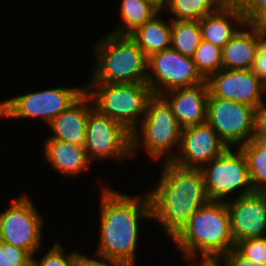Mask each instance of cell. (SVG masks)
Masks as SVG:
<instances>
[{
    "mask_svg": "<svg viewBox=\"0 0 266 266\" xmlns=\"http://www.w3.org/2000/svg\"><path fill=\"white\" fill-rule=\"evenodd\" d=\"M100 189V240L95 254L135 266L139 220H152L149 195L129 196L106 185Z\"/></svg>",
    "mask_w": 266,
    "mask_h": 266,
    "instance_id": "6da1fadb",
    "label": "cell"
},
{
    "mask_svg": "<svg viewBox=\"0 0 266 266\" xmlns=\"http://www.w3.org/2000/svg\"><path fill=\"white\" fill-rule=\"evenodd\" d=\"M158 185L149 192L151 216L173 239L191 216L209 201L201 169L163 162Z\"/></svg>",
    "mask_w": 266,
    "mask_h": 266,
    "instance_id": "7a4b0ae2",
    "label": "cell"
},
{
    "mask_svg": "<svg viewBox=\"0 0 266 266\" xmlns=\"http://www.w3.org/2000/svg\"><path fill=\"white\" fill-rule=\"evenodd\" d=\"M183 258L219 259L235 247L226 201L209 200L172 239Z\"/></svg>",
    "mask_w": 266,
    "mask_h": 266,
    "instance_id": "3957f363",
    "label": "cell"
},
{
    "mask_svg": "<svg viewBox=\"0 0 266 266\" xmlns=\"http://www.w3.org/2000/svg\"><path fill=\"white\" fill-rule=\"evenodd\" d=\"M94 46L96 65L90 83H142L148 57L130 35L109 32Z\"/></svg>",
    "mask_w": 266,
    "mask_h": 266,
    "instance_id": "277c9868",
    "label": "cell"
},
{
    "mask_svg": "<svg viewBox=\"0 0 266 266\" xmlns=\"http://www.w3.org/2000/svg\"><path fill=\"white\" fill-rule=\"evenodd\" d=\"M139 125L131 132V156L145 149L154 161H172V149H179L182 128L162 96L153 95L148 100L146 114ZM141 146L144 147L140 149Z\"/></svg>",
    "mask_w": 266,
    "mask_h": 266,
    "instance_id": "5b68a950",
    "label": "cell"
},
{
    "mask_svg": "<svg viewBox=\"0 0 266 266\" xmlns=\"http://www.w3.org/2000/svg\"><path fill=\"white\" fill-rule=\"evenodd\" d=\"M85 92L91 97L95 109L123 125L130 133L141 123L148 100L153 96L147 82L88 83Z\"/></svg>",
    "mask_w": 266,
    "mask_h": 266,
    "instance_id": "8992f818",
    "label": "cell"
},
{
    "mask_svg": "<svg viewBox=\"0 0 266 266\" xmlns=\"http://www.w3.org/2000/svg\"><path fill=\"white\" fill-rule=\"evenodd\" d=\"M85 93L83 87H58L0 101V118H37L48 124Z\"/></svg>",
    "mask_w": 266,
    "mask_h": 266,
    "instance_id": "52a82bcc",
    "label": "cell"
},
{
    "mask_svg": "<svg viewBox=\"0 0 266 266\" xmlns=\"http://www.w3.org/2000/svg\"><path fill=\"white\" fill-rule=\"evenodd\" d=\"M209 200L226 201V197L240 192L236 197L252 193L248 165L240 148L233 152L228 147L220 156L201 168ZM240 191H236V190ZM243 189V190H241Z\"/></svg>",
    "mask_w": 266,
    "mask_h": 266,
    "instance_id": "ba28073f",
    "label": "cell"
},
{
    "mask_svg": "<svg viewBox=\"0 0 266 266\" xmlns=\"http://www.w3.org/2000/svg\"><path fill=\"white\" fill-rule=\"evenodd\" d=\"M33 203L23 193L0 212V240L21 248L32 258L40 250L43 239V217Z\"/></svg>",
    "mask_w": 266,
    "mask_h": 266,
    "instance_id": "9c48e42d",
    "label": "cell"
},
{
    "mask_svg": "<svg viewBox=\"0 0 266 266\" xmlns=\"http://www.w3.org/2000/svg\"><path fill=\"white\" fill-rule=\"evenodd\" d=\"M204 81L193 58L184 56L171 47L148 57L146 82L153 95L162 96L169 91Z\"/></svg>",
    "mask_w": 266,
    "mask_h": 266,
    "instance_id": "30bf717a",
    "label": "cell"
},
{
    "mask_svg": "<svg viewBox=\"0 0 266 266\" xmlns=\"http://www.w3.org/2000/svg\"><path fill=\"white\" fill-rule=\"evenodd\" d=\"M84 148L88 160L121 161L131 156V133L120 123L101 114L97 109L90 110L86 124Z\"/></svg>",
    "mask_w": 266,
    "mask_h": 266,
    "instance_id": "8fae6325",
    "label": "cell"
},
{
    "mask_svg": "<svg viewBox=\"0 0 266 266\" xmlns=\"http://www.w3.org/2000/svg\"><path fill=\"white\" fill-rule=\"evenodd\" d=\"M254 111L248 104L213 97L209 93L206 123L228 147L239 148L252 139Z\"/></svg>",
    "mask_w": 266,
    "mask_h": 266,
    "instance_id": "7c38bea8",
    "label": "cell"
},
{
    "mask_svg": "<svg viewBox=\"0 0 266 266\" xmlns=\"http://www.w3.org/2000/svg\"><path fill=\"white\" fill-rule=\"evenodd\" d=\"M213 97L241 102L257 109L266 103L262 97L266 84L252 70L220 69L206 79Z\"/></svg>",
    "mask_w": 266,
    "mask_h": 266,
    "instance_id": "4fadbf2b",
    "label": "cell"
},
{
    "mask_svg": "<svg viewBox=\"0 0 266 266\" xmlns=\"http://www.w3.org/2000/svg\"><path fill=\"white\" fill-rule=\"evenodd\" d=\"M228 146L207 123L182 129L181 140L172 163L184 168L201 169L220 156Z\"/></svg>",
    "mask_w": 266,
    "mask_h": 266,
    "instance_id": "5bb4252c",
    "label": "cell"
},
{
    "mask_svg": "<svg viewBox=\"0 0 266 266\" xmlns=\"http://www.w3.org/2000/svg\"><path fill=\"white\" fill-rule=\"evenodd\" d=\"M234 244L266 236V192L252 193L226 201Z\"/></svg>",
    "mask_w": 266,
    "mask_h": 266,
    "instance_id": "9a60e30c",
    "label": "cell"
},
{
    "mask_svg": "<svg viewBox=\"0 0 266 266\" xmlns=\"http://www.w3.org/2000/svg\"><path fill=\"white\" fill-rule=\"evenodd\" d=\"M208 85L200 84L179 88L162 97L171 106L172 112L182 129L206 123Z\"/></svg>",
    "mask_w": 266,
    "mask_h": 266,
    "instance_id": "2e32d148",
    "label": "cell"
},
{
    "mask_svg": "<svg viewBox=\"0 0 266 266\" xmlns=\"http://www.w3.org/2000/svg\"><path fill=\"white\" fill-rule=\"evenodd\" d=\"M93 106L91 97L85 92L75 103L48 124L54 135L45 139H57L84 146L88 115Z\"/></svg>",
    "mask_w": 266,
    "mask_h": 266,
    "instance_id": "e0dca14e",
    "label": "cell"
},
{
    "mask_svg": "<svg viewBox=\"0 0 266 266\" xmlns=\"http://www.w3.org/2000/svg\"><path fill=\"white\" fill-rule=\"evenodd\" d=\"M243 25V14L232 0H226L214 12L199 20L202 40L220 48H223Z\"/></svg>",
    "mask_w": 266,
    "mask_h": 266,
    "instance_id": "ac0fdd59",
    "label": "cell"
},
{
    "mask_svg": "<svg viewBox=\"0 0 266 266\" xmlns=\"http://www.w3.org/2000/svg\"><path fill=\"white\" fill-rule=\"evenodd\" d=\"M45 160L62 175L75 177L90 168L92 164L87 157L84 146L46 139L44 142Z\"/></svg>",
    "mask_w": 266,
    "mask_h": 266,
    "instance_id": "d6986e66",
    "label": "cell"
},
{
    "mask_svg": "<svg viewBox=\"0 0 266 266\" xmlns=\"http://www.w3.org/2000/svg\"><path fill=\"white\" fill-rule=\"evenodd\" d=\"M242 28L222 48L223 69H253L258 48L263 40L245 24Z\"/></svg>",
    "mask_w": 266,
    "mask_h": 266,
    "instance_id": "ffe728a7",
    "label": "cell"
},
{
    "mask_svg": "<svg viewBox=\"0 0 266 266\" xmlns=\"http://www.w3.org/2000/svg\"><path fill=\"white\" fill-rule=\"evenodd\" d=\"M162 11L130 34L147 57L171 46V21L160 18Z\"/></svg>",
    "mask_w": 266,
    "mask_h": 266,
    "instance_id": "44dd1931",
    "label": "cell"
},
{
    "mask_svg": "<svg viewBox=\"0 0 266 266\" xmlns=\"http://www.w3.org/2000/svg\"><path fill=\"white\" fill-rule=\"evenodd\" d=\"M119 9L122 23L111 31L118 35H130L161 10L152 0H122Z\"/></svg>",
    "mask_w": 266,
    "mask_h": 266,
    "instance_id": "7402d4cb",
    "label": "cell"
},
{
    "mask_svg": "<svg viewBox=\"0 0 266 266\" xmlns=\"http://www.w3.org/2000/svg\"><path fill=\"white\" fill-rule=\"evenodd\" d=\"M201 41L199 20H171V48L193 57Z\"/></svg>",
    "mask_w": 266,
    "mask_h": 266,
    "instance_id": "603a6c76",
    "label": "cell"
},
{
    "mask_svg": "<svg viewBox=\"0 0 266 266\" xmlns=\"http://www.w3.org/2000/svg\"><path fill=\"white\" fill-rule=\"evenodd\" d=\"M226 0H169L162 8L171 20H200L214 12ZM165 8V9H164Z\"/></svg>",
    "mask_w": 266,
    "mask_h": 266,
    "instance_id": "cb8c5ba5",
    "label": "cell"
},
{
    "mask_svg": "<svg viewBox=\"0 0 266 266\" xmlns=\"http://www.w3.org/2000/svg\"><path fill=\"white\" fill-rule=\"evenodd\" d=\"M239 148L245 155L253 190L266 192V148L253 139Z\"/></svg>",
    "mask_w": 266,
    "mask_h": 266,
    "instance_id": "d4e9b609",
    "label": "cell"
},
{
    "mask_svg": "<svg viewBox=\"0 0 266 266\" xmlns=\"http://www.w3.org/2000/svg\"><path fill=\"white\" fill-rule=\"evenodd\" d=\"M192 58L197 71L205 80L223 68L222 48L205 40L200 42Z\"/></svg>",
    "mask_w": 266,
    "mask_h": 266,
    "instance_id": "484cf974",
    "label": "cell"
},
{
    "mask_svg": "<svg viewBox=\"0 0 266 266\" xmlns=\"http://www.w3.org/2000/svg\"><path fill=\"white\" fill-rule=\"evenodd\" d=\"M59 242L55 241L52 248L47 250L40 260L33 257V266H75L78 251L66 254V249Z\"/></svg>",
    "mask_w": 266,
    "mask_h": 266,
    "instance_id": "4316f807",
    "label": "cell"
},
{
    "mask_svg": "<svg viewBox=\"0 0 266 266\" xmlns=\"http://www.w3.org/2000/svg\"><path fill=\"white\" fill-rule=\"evenodd\" d=\"M234 249L244 258L254 261L255 266L266 263V236L240 241Z\"/></svg>",
    "mask_w": 266,
    "mask_h": 266,
    "instance_id": "83f0119b",
    "label": "cell"
},
{
    "mask_svg": "<svg viewBox=\"0 0 266 266\" xmlns=\"http://www.w3.org/2000/svg\"><path fill=\"white\" fill-rule=\"evenodd\" d=\"M32 257L21 248L0 240V266H30Z\"/></svg>",
    "mask_w": 266,
    "mask_h": 266,
    "instance_id": "f1b7e54d",
    "label": "cell"
},
{
    "mask_svg": "<svg viewBox=\"0 0 266 266\" xmlns=\"http://www.w3.org/2000/svg\"><path fill=\"white\" fill-rule=\"evenodd\" d=\"M244 24L262 40H266V9L254 10L244 20Z\"/></svg>",
    "mask_w": 266,
    "mask_h": 266,
    "instance_id": "f546056e",
    "label": "cell"
},
{
    "mask_svg": "<svg viewBox=\"0 0 266 266\" xmlns=\"http://www.w3.org/2000/svg\"><path fill=\"white\" fill-rule=\"evenodd\" d=\"M75 266H130V265L124 262L111 260L109 258L97 254L93 255V258H90L88 256L86 257L85 255L81 254V252H78Z\"/></svg>",
    "mask_w": 266,
    "mask_h": 266,
    "instance_id": "4dcf8cb0",
    "label": "cell"
},
{
    "mask_svg": "<svg viewBox=\"0 0 266 266\" xmlns=\"http://www.w3.org/2000/svg\"><path fill=\"white\" fill-rule=\"evenodd\" d=\"M219 260L224 266H255L254 261L244 258L234 248L223 254ZM258 266H266V263Z\"/></svg>",
    "mask_w": 266,
    "mask_h": 266,
    "instance_id": "1f68e13d",
    "label": "cell"
},
{
    "mask_svg": "<svg viewBox=\"0 0 266 266\" xmlns=\"http://www.w3.org/2000/svg\"><path fill=\"white\" fill-rule=\"evenodd\" d=\"M252 138H266V103L254 111V132Z\"/></svg>",
    "mask_w": 266,
    "mask_h": 266,
    "instance_id": "d6a6232c",
    "label": "cell"
},
{
    "mask_svg": "<svg viewBox=\"0 0 266 266\" xmlns=\"http://www.w3.org/2000/svg\"><path fill=\"white\" fill-rule=\"evenodd\" d=\"M252 70L266 84V40H263L258 48Z\"/></svg>",
    "mask_w": 266,
    "mask_h": 266,
    "instance_id": "836d02e7",
    "label": "cell"
},
{
    "mask_svg": "<svg viewBox=\"0 0 266 266\" xmlns=\"http://www.w3.org/2000/svg\"><path fill=\"white\" fill-rule=\"evenodd\" d=\"M243 14L244 20L256 9H266V0H232Z\"/></svg>",
    "mask_w": 266,
    "mask_h": 266,
    "instance_id": "e575fe53",
    "label": "cell"
},
{
    "mask_svg": "<svg viewBox=\"0 0 266 266\" xmlns=\"http://www.w3.org/2000/svg\"><path fill=\"white\" fill-rule=\"evenodd\" d=\"M199 266H224L219 259H201Z\"/></svg>",
    "mask_w": 266,
    "mask_h": 266,
    "instance_id": "d590c367",
    "label": "cell"
},
{
    "mask_svg": "<svg viewBox=\"0 0 266 266\" xmlns=\"http://www.w3.org/2000/svg\"><path fill=\"white\" fill-rule=\"evenodd\" d=\"M160 9L169 1V0H152Z\"/></svg>",
    "mask_w": 266,
    "mask_h": 266,
    "instance_id": "8d00e7d4",
    "label": "cell"
},
{
    "mask_svg": "<svg viewBox=\"0 0 266 266\" xmlns=\"http://www.w3.org/2000/svg\"><path fill=\"white\" fill-rule=\"evenodd\" d=\"M255 141H258L261 145L266 148V138H252Z\"/></svg>",
    "mask_w": 266,
    "mask_h": 266,
    "instance_id": "74e56055",
    "label": "cell"
}]
</instances>
